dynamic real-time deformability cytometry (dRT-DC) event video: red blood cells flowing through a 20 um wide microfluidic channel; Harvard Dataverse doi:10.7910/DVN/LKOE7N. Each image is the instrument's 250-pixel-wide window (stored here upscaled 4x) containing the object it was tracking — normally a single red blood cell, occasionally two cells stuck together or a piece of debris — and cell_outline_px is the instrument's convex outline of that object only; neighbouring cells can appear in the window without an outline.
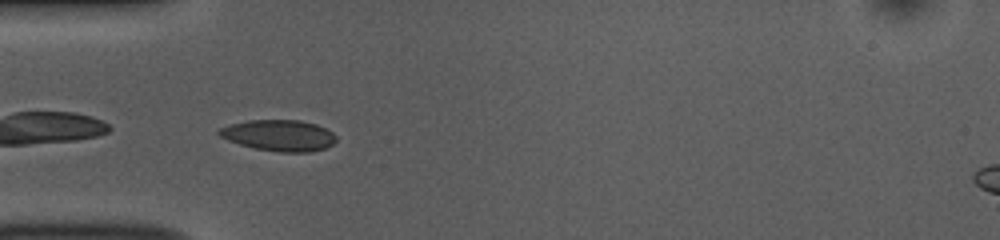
{"species": "common noctule bat (a hibernating species)", "species_latin": "Nyctalus noctula", "temperature_condition": "room temperature", "stored_images_in_passage": 23, "camera_frame_rate_fps": 3000, "um_per_image_px": 0.085, "animal": {"sex": "female", "body_mass_g": 10.0, "forearm_length_mm": 53.1}, "frame": {"image": 1, "passage_image": 1, "time_ms": 0.0, "image_size_px": [1000, 240], "cell_outline_px": [[336, 140], [332, 144], [324, 148], [308, 152], [280, 152], [256, 148], [240, 144], [228, 140], [220, 136], [216, 132], [220, 128], [232, 124], [248, 120], [300, 120], [316, 124], [332, 132], [336, 136]], "centroid_in_image_um": [23.72, 11.5], "position_along_channel_um": 61.3, "area_um2": 21.04}}
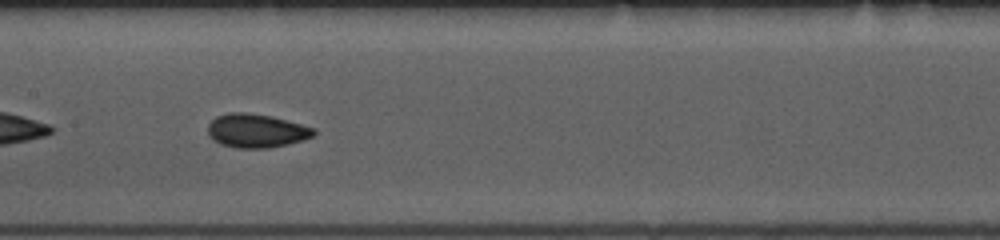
{"frame": {"image": 2, "passage_image": 11, "time_ms": 3.333, "image_size_px": [1000, 240], "cell_outline_px": [[316, 132], [312, 136], [304, 140], [288, 144], [268, 148], [236, 148], [220, 144], [212, 140], [208, 136], [208, 124], [216, 116], [228, 112], [244, 112], [272, 116], [316, 128]], "centroid_in_image_um": [21.77, 11.11], "position_along_channel_um": 185.6, "area_um2": 21.04}}
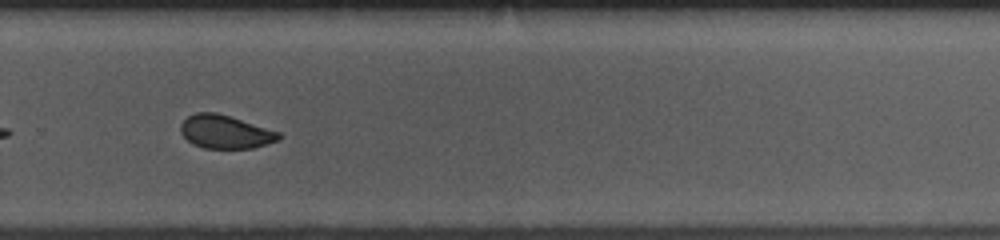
{"frame": {"image": 3, "passage_image": 21, "time_ms": 6.667, "image_size_px": [1000, 240], "cell_outline_px": [[280, 140], [252, 148], [204, 148], [192, 144], [180, 132], [180, 124], [188, 116], [196, 112], [216, 112], [280, 132]], "centroid_in_image_um": [19.13, 11.21], "position_along_channel_um": 310.7, "area_um2": 18.96}}